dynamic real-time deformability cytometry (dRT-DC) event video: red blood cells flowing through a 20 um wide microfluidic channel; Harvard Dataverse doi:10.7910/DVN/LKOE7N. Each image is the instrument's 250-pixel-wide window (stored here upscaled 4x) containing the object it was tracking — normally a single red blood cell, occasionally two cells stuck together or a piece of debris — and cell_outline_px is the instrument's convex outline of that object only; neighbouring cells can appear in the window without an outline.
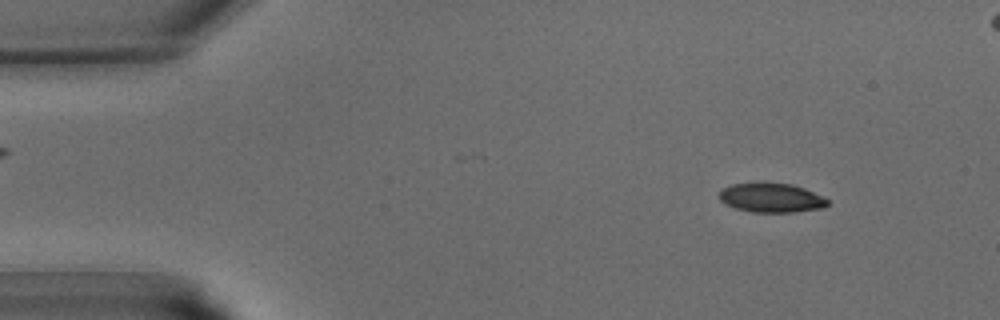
{"species": "common noctule bat (a hibernating species)", "species_latin": "Nyctalus noctula", "temperature_condition": "warm", "stored_images_in_passage": 41, "segment_of_instrument_passage": [1, 2], "camera_frame_rate_fps": 3000, "um_per_image_px": 0.085, "animal": {"sex": "male", "body_mass_g": 15.6}, "frame": {"image": 1, "passage_image": 3, "time_ms": 0.667, "image_size_px": [1000, 320], "cell_outline_px": [[828, 204], [824, 208], [792, 212], [752, 212], [736, 208], [724, 204], [720, 200], [720, 188], [732, 184], [764, 180], [792, 184], [804, 188], [824, 196], [828, 200]], "centroid_in_image_um": [65.54, 16.77], "position_along_channel_um": 19.5, "area_um2": 19.13}}
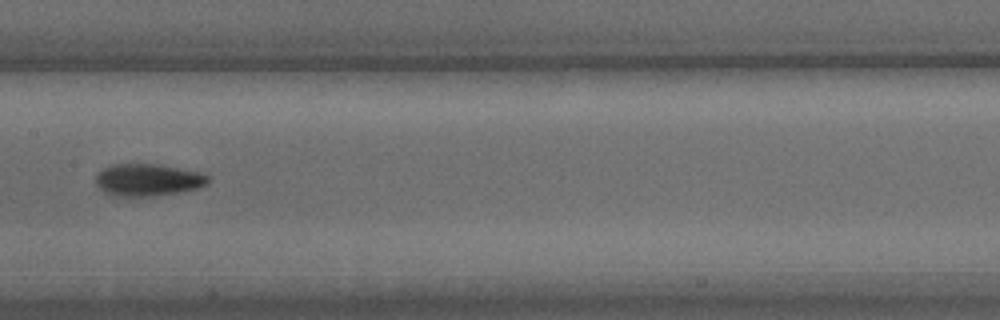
{"frame": {"image": 2, "passage_image": 19, "time_ms": 6.0, "image_size_px": [1000, 320], "cell_outline_px": [[208, 184], [196, 188], [176, 192], [148, 196], [112, 196], [104, 192], [96, 184], [96, 172], [112, 164], [160, 164], [200, 172], [208, 176]], "centroid_in_image_um": [12.53, 15.28], "position_along_channel_um": 194.9, "area_um2": 20.98}}
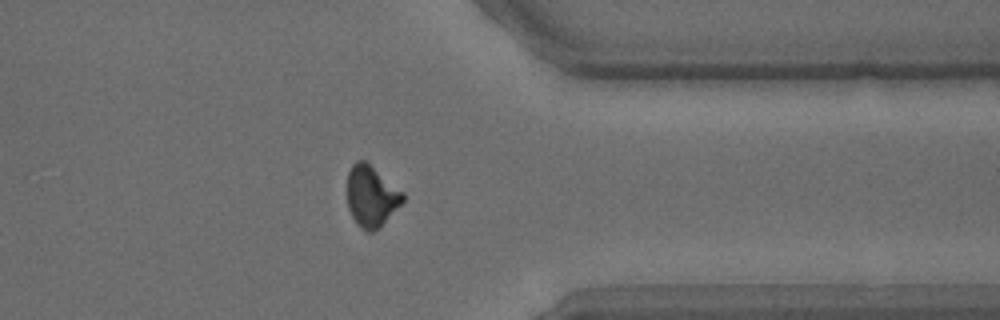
{"frame": {"image": 3, "passage_image": 31, "time_ms": 10.0, "image_size_px": [1000, 320], "cell_outline_px": [[404, 200], [380, 228], [372, 232], [368, 232], [360, 228], [356, 224], [348, 208], [348, 172], [352, 164], [356, 160], [364, 160], [404, 192]], "centroid_in_image_um": [31.56, 16.7], "position_along_channel_um": 379.8, "area_um2": 19.77}}